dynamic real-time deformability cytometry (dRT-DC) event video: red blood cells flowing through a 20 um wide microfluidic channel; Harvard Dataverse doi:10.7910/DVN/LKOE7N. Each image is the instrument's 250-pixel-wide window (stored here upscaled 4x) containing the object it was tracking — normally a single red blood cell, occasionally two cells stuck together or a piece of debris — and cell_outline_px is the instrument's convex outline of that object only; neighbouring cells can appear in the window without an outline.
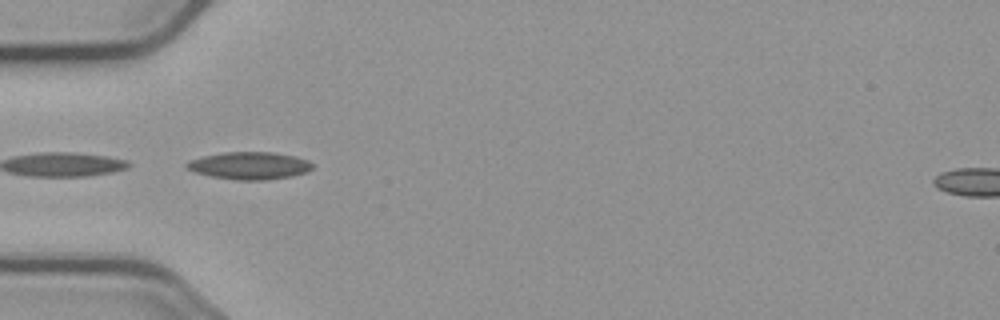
{"species": "common noctule bat (a hibernating species)", "species_latin": "Nyctalus noctula", "temperature_condition": "cold", "stored_images_in_passage": 9, "camera_frame_rate_fps": 3000, "um_per_image_px": 0.085, "animal": {"sex": "male", "body_mass_g": 23.1, "forearm_length_mm": 52.7}, "frame": {"image": 1, "passage_image": 3, "time_ms": 3.333, "image_size_px": [1000, 320], "cell_outline_px": [[312, 168], [304, 172], [288, 176], [264, 180], [236, 180], [212, 176], [196, 172], [184, 168], [184, 164], [188, 160], [204, 156], [224, 152], [272, 152], [292, 156], [308, 160], [312, 164]], "centroid_in_image_um": [21.13, 14.07], "position_along_channel_um": 63.9, "area_um2": 19.83}}
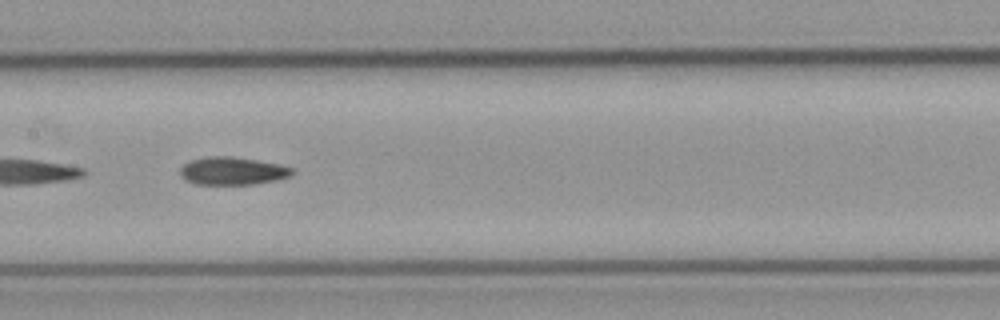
{"frame": {"image": 2, "passage_image": 6, "time_ms": 6.667, "image_size_px": [1000, 320], "cell_outline_px": [[292, 172], [288, 176], [272, 180], [252, 184], [196, 184], [184, 180], [180, 176], [180, 168], [188, 160], [208, 156], [232, 156], [280, 164], [292, 168]], "centroid_in_image_um": [19.67, 14.51], "position_along_channel_um": 187.7, "area_um2": 18.03}}
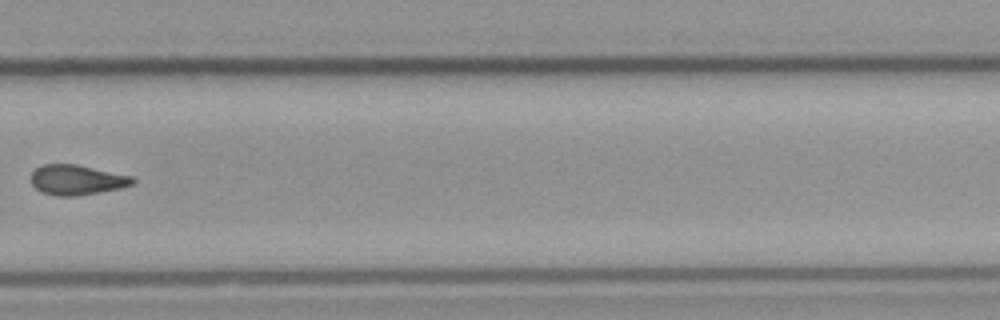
{"frame": {"image": 3, "passage_image": 9, "time_ms": 10.333, "image_size_px": [1000, 320], "cell_outline_px": [[136, 180], [132, 184], [120, 188], [100, 192], [76, 196], [56, 196], [44, 192], [36, 188], [32, 184], [32, 172], [36, 168], [44, 164], [76, 164], [132, 176]], "centroid_in_image_um": [6.54, 15.29], "position_along_channel_um": 323.3, "area_um2": 17.63}}